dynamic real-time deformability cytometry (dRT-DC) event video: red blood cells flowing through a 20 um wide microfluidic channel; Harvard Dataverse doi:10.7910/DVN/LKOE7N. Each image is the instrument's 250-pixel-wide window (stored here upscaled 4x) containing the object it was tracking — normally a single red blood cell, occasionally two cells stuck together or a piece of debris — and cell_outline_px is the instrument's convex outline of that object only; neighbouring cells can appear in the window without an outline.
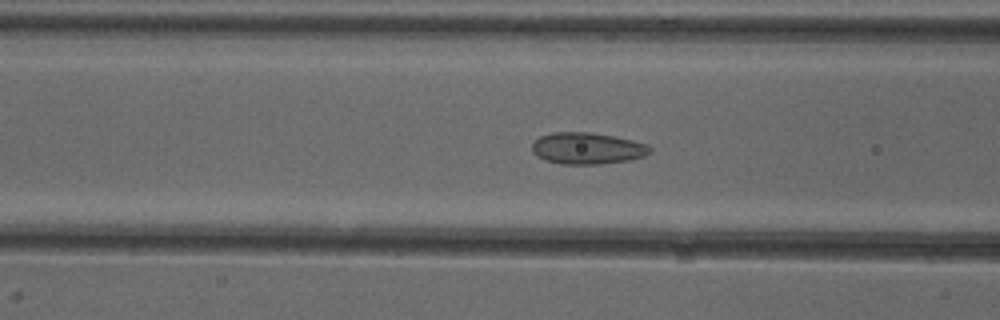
{"species": "common noctule bat (a hibernating species)", "species_latin": "Nyctalus noctula", "temperature_condition": "cold", "stored_images_in_passage": 48, "camera_frame_rate_fps": 3000, "um_per_image_px": 0.085, "animal": {"sex": "female"}, "frame": {"image": 1, "passage_image": 17, "time_ms": 5.333, "image_size_px": [1000, 320], "cell_outline_px": [[652, 152], [644, 156], [628, 160], [600, 164], [560, 164], [536, 156], [532, 152], [532, 144], [540, 136], [552, 132], [592, 132], [616, 136], [648, 144], [652, 148]], "centroid_in_image_um": [49.94, 12.6], "position_along_channel_um": 116.7, "area_um2": 21.85}}
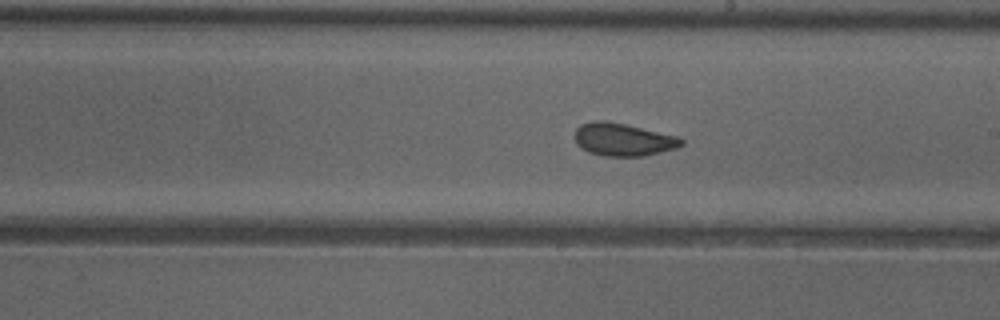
{"frame": {"image": 2, "passage_image": 26, "time_ms": 8.333, "image_size_px": [1000, 320], "cell_outline_px": [[684, 144], [676, 148], [644, 156], [604, 156], [588, 152], [576, 144], [576, 128], [580, 124], [592, 120], [604, 120], [624, 124], [676, 136], [684, 140]], "centroid_in_image_um": [52.94, 11.86], "position_along_channel_um": 236.1, "area_um2": 20.23}}
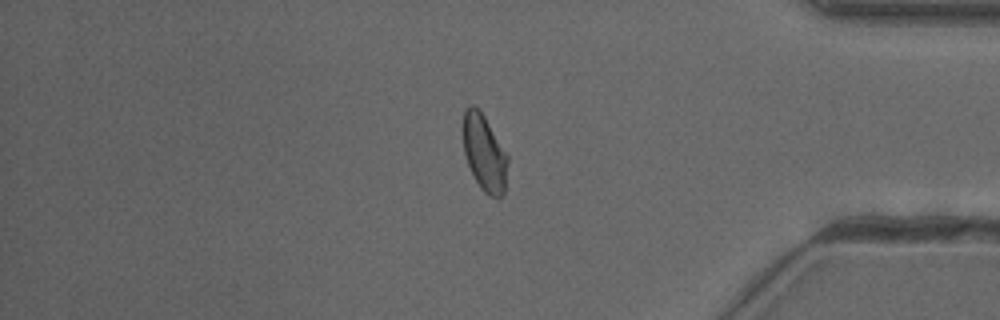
{"frame": {"image": 3, "passage_image": 40, "time_ms": 13.0, "image_size_px": [1000, 320], "cell_outline_px": [[508, 164], [504, 192], [500, 196], [488, 196], [480, 188], [468, 164], [464, 152], [460, 128], [464, 108], [468, 104], [476, 104], [484, 116], [508, 156]], "centroid_in_image_um": [41.11, 12.91], "position_along_channel_um": 394.1, "area_um2": 20.29}, "authors_computed_cell_mechanics": {"area_um2": 20.519, "velocity_mm_per_s": 3.9691, "shape_relaxation_time_tau1_ms": null, "shape_relaxation_time_tau2_ms": 1.2175, "deformation_change_tau1": null, "deformation_change_tau2": 0.0659}}